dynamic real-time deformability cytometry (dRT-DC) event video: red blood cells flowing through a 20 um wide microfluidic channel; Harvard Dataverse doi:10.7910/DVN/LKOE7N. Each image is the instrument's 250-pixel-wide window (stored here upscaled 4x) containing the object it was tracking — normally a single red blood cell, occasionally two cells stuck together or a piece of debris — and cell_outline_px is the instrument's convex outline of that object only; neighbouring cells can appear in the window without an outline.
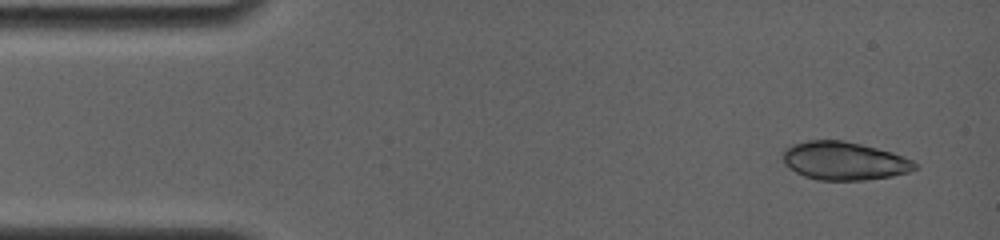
{"species": "common noctule bat (a hibernating species)", "species_latin": "Nyctalus noctula", "temperature_condition": "room temperature", "stored_images_in_passage": 4, "camera_frame_rate_fps": 4000, "um_per_image_px": 0.085, "animal": {"sex": "female", "body_mass_g": 19.0, "forearm_length_mm": 56.7}, "frame": {"image": 1, "passage_image": 1, "time_ms": 0.0, "image_size_px": [1000, 240], "cell_outline_px": [[916, 168], [908, 172], [892, 176], [864, 180], [816, 180], [804, 176], [788, 168], [784, 164], [780, 156], [784, 148], [792, 144], [808, 140], [844, 140], [892, 152], [904, 156], [912, 160], [916, 164]], "centroid_in_image_um": [71.69, 13.67], "position_along_channel_um": 13.3, "area_um2": 29.65}}
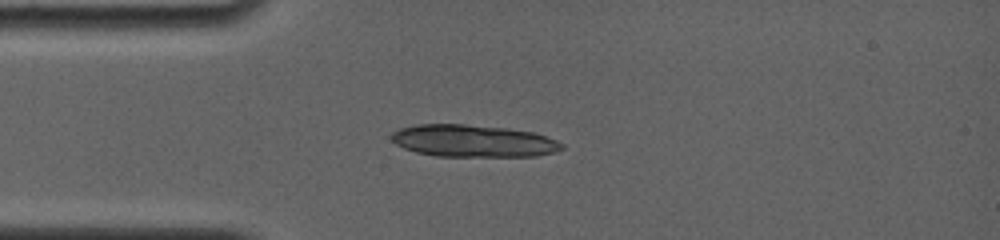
{"frame": {"image": 2, "passage_image": 4, "time_ms": 3.0, "image_size_px": [1000, 240], "cell_outline_px": [[564, 148], [552, 152], [536, 156], [436, 156], [416, 152], [404, 148], [396, 144], [392, 140], [392, 132], [400, 128], [416, 124], [464, 124], [508, 128], [532, 132], [556, 140], [564, 144]], "centroid_in_image_um": [40.2, 11.97], "position_along_channel_um": 44.8, "area_um2": 31.85}}